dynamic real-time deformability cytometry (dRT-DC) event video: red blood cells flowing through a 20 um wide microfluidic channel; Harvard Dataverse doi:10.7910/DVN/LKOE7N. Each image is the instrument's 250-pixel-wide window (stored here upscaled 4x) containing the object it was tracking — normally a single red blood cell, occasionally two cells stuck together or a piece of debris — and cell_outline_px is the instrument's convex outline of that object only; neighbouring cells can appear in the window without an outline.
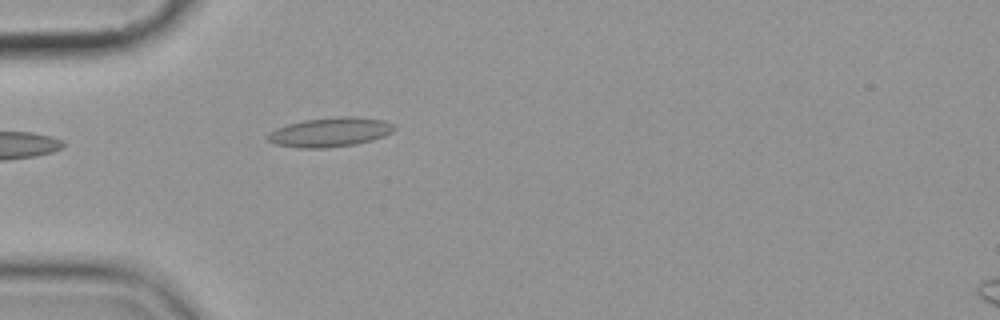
{"species": "common noctule bat (a hibernating species)", "species_latin": "Nyctalus noctula", "temperature_condition": "cold", "stored_images_in_passage": 5, "camera_frame_rate_fps": 3000, "um_per_image_px": 0.085, "animal": {"sex": "female", "body_mass_g": 19.9}, "frame": {"image": 1, "passage_image": 5, "time_ms": 5.333, "image_size_px": [1000, 320], "cell_outline_px": [[396, 128], [392, 132], [384, 136], [372, 140], [356, 144], [328, 148], [300, 148], [276, 144], [268, 140], [264, 136], [268, 132], [276, 128], [288, 124], [304, 120], [340, 116], [356, 116], [384, 120], [392, 124]], "centroid_in_image_um": [28.04, 11.23], "position_along_channel_um": 57.0, "area_um2": 21.79}}